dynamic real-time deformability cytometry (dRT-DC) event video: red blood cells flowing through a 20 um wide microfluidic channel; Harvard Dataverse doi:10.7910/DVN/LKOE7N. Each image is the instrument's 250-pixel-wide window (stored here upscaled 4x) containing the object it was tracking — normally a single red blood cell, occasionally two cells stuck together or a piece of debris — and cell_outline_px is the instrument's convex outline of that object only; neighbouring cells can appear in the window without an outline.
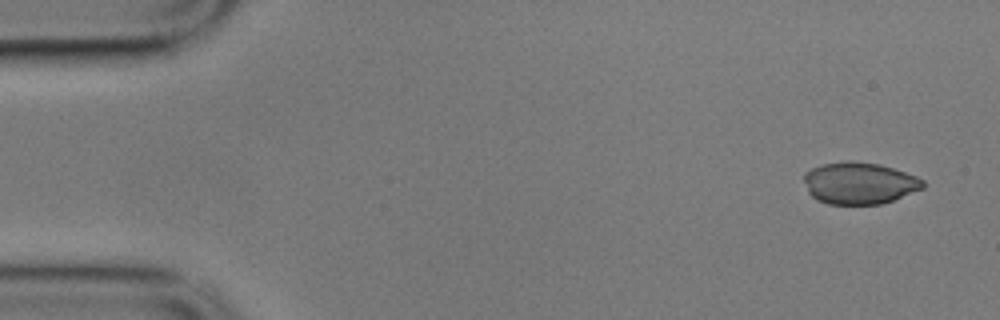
{"species": "common noctule bat (a hibernating species)", "species_latin": "Nyctalus noctula", "temperature_condition": "cold", "stored_images_in_passage": 9, "camera_frame_rate_fps": 3000, "um_per_image_px": 0.085, "animal": {"sex": "male", "body_mass_g": 17.9}, "frame": {"image": 1, "passage_image": 1, "time_ms": 0.0, "image_size_px": [1000, 320], "cell_outline_px": [[924, 188], [892, 200], [880, 204], [828, 204], [816, 200], [808, 192], [804, 180], [804, 172], [812, 168], [824, 164], [848, 160], [852, 160], [880, 164], [916, 176], [924, 180]], "centroid_in_image_um": [73.02, 15.56], "position_along_channel_um": 12.0, "area_um2": 29.02}}
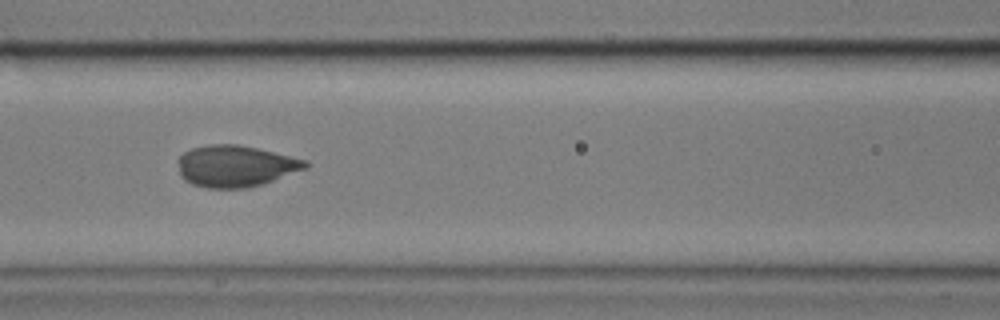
{"frame": {"image": 2, "passage_image": 7, "time_ms": 2.0, "image_size_px": [1000, 320], "cell_outline_px": [[308, 168], [248, 188], [208, 188], [192, 184], [184, 180], [180, 176], [176, 160], [184, 152], [192, 148], [208, 144], [236, 144], [256, 148], [308, 160]], "centroid_in_image_um": [19.98, 14.11], "position_along_channel_um": 146.6, "area_um2": 30.87}}